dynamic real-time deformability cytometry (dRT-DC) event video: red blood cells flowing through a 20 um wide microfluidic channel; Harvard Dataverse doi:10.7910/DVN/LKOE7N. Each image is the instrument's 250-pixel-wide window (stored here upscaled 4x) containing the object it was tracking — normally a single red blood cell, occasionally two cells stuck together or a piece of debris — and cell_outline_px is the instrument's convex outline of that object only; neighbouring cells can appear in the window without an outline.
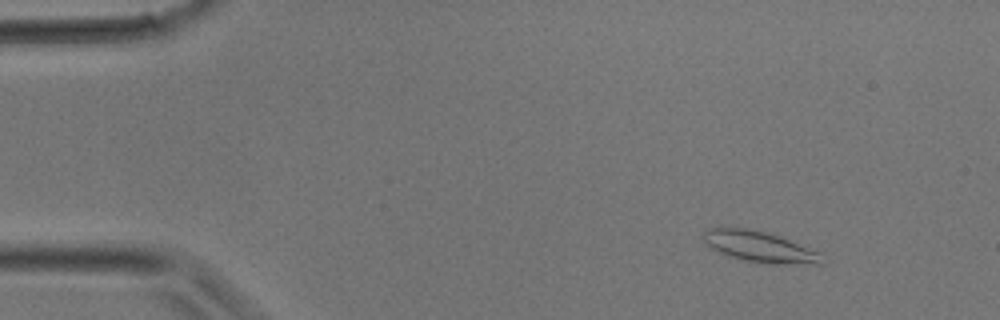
{"species": "common noctule bat (a hibernating species)", "species_latin": "Nyctalus noctula", "temperature_condition": "room temperature", "stored_images_in_passage": 2, "camera_frame_rate_fps": 3000, "um_per_image_px": 0.085, "animal": {"sex": "male", "body_mass_g": 17.9}, "frame": {"image": 1, "passage_image": 1, "time_ms": 0.0, "image_size_px": [1000, 320], "cell_outline_px": [[824, 264], [772, 264], [744, 260], [728, 256], [712, 248], [704, 240], [704, 232], [708, 228], [744, 228], [764, 232], [780, 236], [820, 252]], "centroid_in_image_um": [64.61, 20.99], "position_along_channel_um": 20.4, "area_um2": 21.04}}